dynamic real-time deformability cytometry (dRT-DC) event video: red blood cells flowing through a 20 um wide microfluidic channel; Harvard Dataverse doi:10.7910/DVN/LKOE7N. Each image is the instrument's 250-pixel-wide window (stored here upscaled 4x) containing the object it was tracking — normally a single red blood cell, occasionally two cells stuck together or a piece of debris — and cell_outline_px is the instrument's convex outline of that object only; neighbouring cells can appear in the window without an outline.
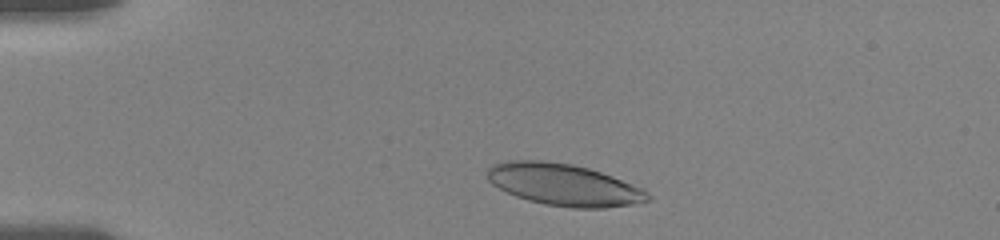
{"species": "human", "species_latin": "Homo sapiens", "temperature_condition": "room temperature", "stored_images_in_passage": 40, "camera_frame_rate_fps": 3000, "um_per_image_px": 0.085, "donor": {"sex": "female"}, "frame": {"image": 1, "passage_image": 5, "time_ms": 1.333, "image_size_px": [1000, 240], "cell_outline_px": [[652, 200], [632, 204], [604, 208], [572, 208], [544, 204], [528, 200], [516, 196], [492, 184], [488, 180], [488, 168], [492, 164], [508, 160], [544, 160], [572, 164], [588, 168], [612, 176], [644, 188], [652, 196]], "centroid_in_image_um": [47.96, 15.7], "position_along_channel_um": 37.0, "area_um2": 39.25}}
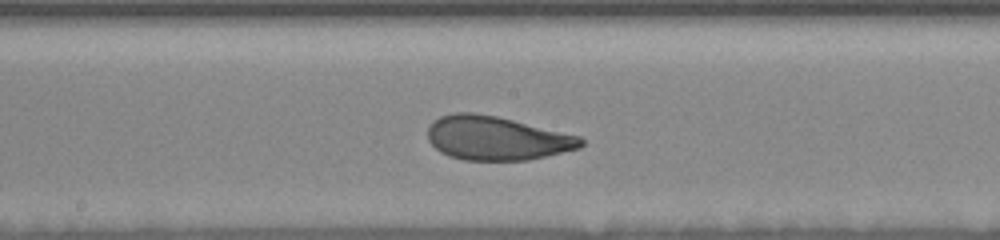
{"frame": {"image": 2, "passage_image": 23, "time_ms": 7.333, "image_size_px": [1000, 240], "cell_outline_px": [[584, 144], [580, 148], [528, 160], [464, 160], [448, 156], [440, 152], [428, 140], [428, 124], [432, 120], [440, 116], [452, 112], [472, 112], [496, 116], [580, 136], [584, 140]], "centroid_in_image_um": [42.17, 11.74], "position_along_channel_um": 206.0, "area_um2": 39.25}}
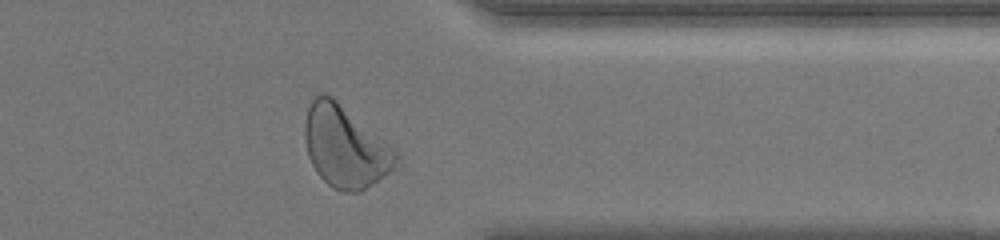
{"frame": {"image": 3, "passage_image": 38, "time_ms": 12.333, "image_size_px": [1000, 240], "cell_outline_px": [[400, 156], [392, 168], [384, 176], [360, 192], [344, 192], [332, 188], [316, 172], [308, 156], [304, 140], [304, 124], [308, 108], [312, 100], [320, 92], [324, 92], [332, 96], [396, 148], [400, 152]], "centroid_in_image_um": [29.34, 12.45], "position_along_channel_um": 382.1, "area_um2": 43.7}, "authors_computed_cell_mechanics": {"area_um2": 39.2462, "velocity_mm_per_s": 3.6057, "shape_relaxation_time_tau1_ms": 3.2802, "shape_relaxation_time_tau2_ms": 0.8424, "deformation_change_tau1": 0.1633, "deformation_change_tau2": 0.0768}}